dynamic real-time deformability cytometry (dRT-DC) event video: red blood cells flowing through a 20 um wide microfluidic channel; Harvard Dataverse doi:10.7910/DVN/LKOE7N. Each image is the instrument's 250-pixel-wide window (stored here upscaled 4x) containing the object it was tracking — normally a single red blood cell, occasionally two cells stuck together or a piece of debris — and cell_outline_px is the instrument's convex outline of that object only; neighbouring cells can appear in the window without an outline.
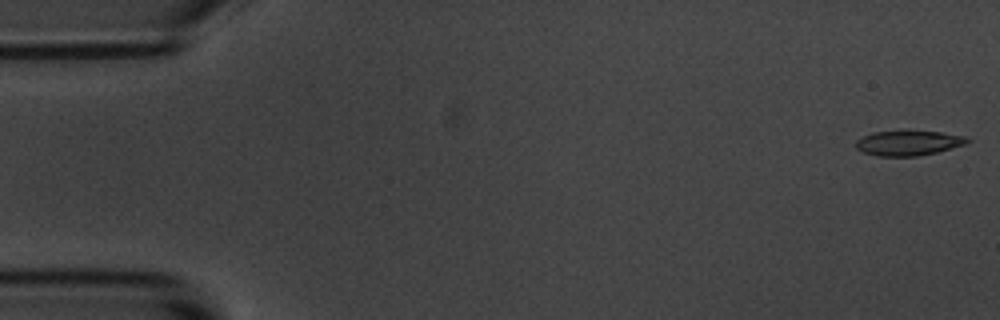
{"species": "common noctule bat (a hibernating species)", "species_latin": "Nyctalus noctula", "temperature_condition": "room temperature", "stored_images_in_passage": 54, "camera_frame_rate_fps": 3000, "um_per_image_px": 0.085, "animal": {"sex": "male", "body_mass_g": 20.1, "forearm_length_mm": 53.5}, "frame": {"image": 1, "passage_image": 1, "time_ms": 0.0, "image_size_px": [1000, 320], "cell_outline_px": [[972, 140], [964, 144], [936, 152], [916, 156], [876, 156], [864, 152], [856, 148], [856, 140], [872, 132], [940, 132], [964, 136]], "centroid_in_image_um": [77.19, 12.17], "position_along_channel_um": 7.8, "area_um2": 15.72}}
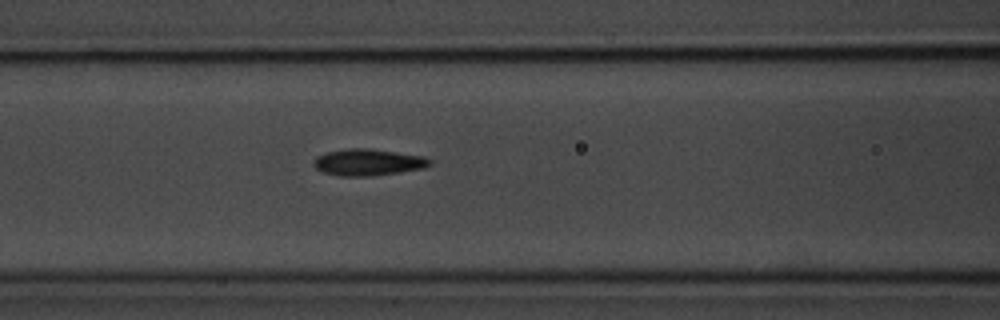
{"frame": {"image": 2, "passage_image": 22, "time_ms": 7.0, "image_size_px": [1000, 320], "cell_outline_px": [[432, 164], [424, 168], [400, 172], [368, 176], [340, 176], [324, 172], [316, 168], [312, 164], [312, 160], [316, 156], [324, 152], [348, 148], [368, 148], [424, 156], [432, 160]], "centroid_in_image_um": [31.26, 13.78], "position_along_channel_um": 135.3, "area_um2": 18.15}}
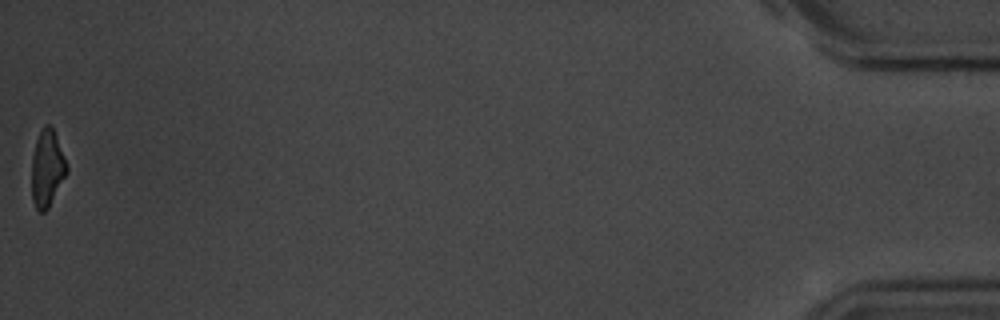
{"frame": {"image": 3, "passage_image": 54, "time_ms": 17.667, "image_size_px": [1000, 320], "cell_outline_px": [[68, 172], [48, 208], [44, 212], [40, 212], [36, 208], [32, 200], [32, 156], [36, 140], [44, 124], [48, 124], [52, 128], [56, 136], [68, 168]], "centroid_in_image_um": [4.0, 14.33], "position_along_channel_um": 431.2, "area_um2": 15.49}, "authors_computed_cell_mechanics": {"area_um2": 16.9932, "velocity_mm_per_s": 3.7036, "shape_relaxation_time_tau1_ms": 3.5511, "shape_relaxation_time_tau2_ms": 3.459, "deformation_change_tau1": 0.1265, "deformation_change_tau2": 0.0969}}